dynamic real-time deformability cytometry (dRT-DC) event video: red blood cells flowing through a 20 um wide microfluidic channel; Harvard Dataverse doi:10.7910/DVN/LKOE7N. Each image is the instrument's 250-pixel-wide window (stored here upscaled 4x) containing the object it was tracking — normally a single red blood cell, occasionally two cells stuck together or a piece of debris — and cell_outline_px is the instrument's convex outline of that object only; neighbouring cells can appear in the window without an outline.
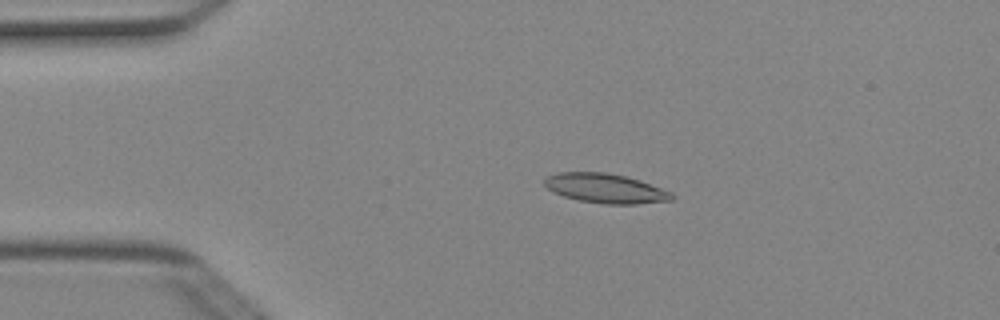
{"species": "Egyptian fruit bat (a non-hibernating species)", "species_latin": "Rousettus aegyptiacus", "temperature_condition": "cold", "stored_images_in_passage": 4, "camera_frame_rate_fps": 3000, "um_per_image_px": 0.085, "animal": {"sex": "female"}, "frame": {"image": 1, "passage_image": 3, "time_ms": 0.667, "image_size_px": [1000, 320], "cell_outline_px": [[676, 196], [672, 200], [636, 204], [604, 204], [580, 200], [564, 196], [552, 192], [544, 184], [544, 180], [548, 176], [556, 172], [608, 172], [640, 180], [672, 192]], "centroid_in_image_um": [51.48, 16.01], "position_along_channel_um": 33.5, "area_um2": 21.91}}